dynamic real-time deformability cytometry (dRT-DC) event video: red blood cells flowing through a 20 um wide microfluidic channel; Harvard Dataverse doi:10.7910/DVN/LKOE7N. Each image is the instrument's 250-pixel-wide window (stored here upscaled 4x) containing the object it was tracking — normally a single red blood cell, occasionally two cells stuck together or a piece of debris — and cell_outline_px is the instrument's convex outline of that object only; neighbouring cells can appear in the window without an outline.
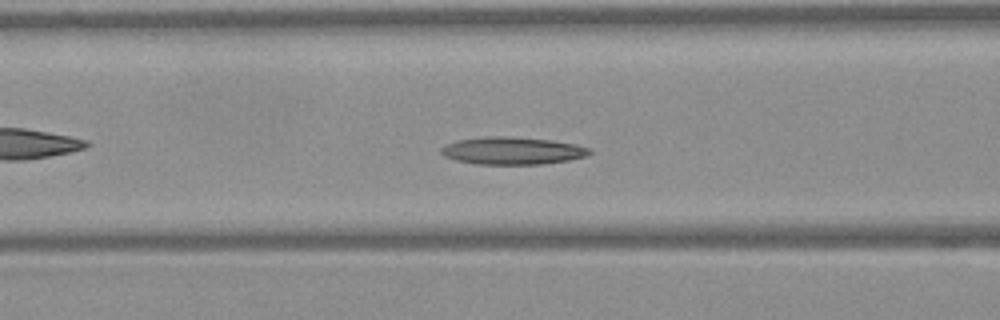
{"species": "Egyptian fruit bat (a non-hibernating species)", "species_latin": "Rousettus aegyptiacus", "temperature_condition": "warm", "stored_images_in_passage": 49, "camera_frame_rate_fps": 3000, "um_per_image_px": 0.085, "frame": {"image": 1, "passage_image": 19, "time_ms": 6.0, "image_size_px": [1000, 320], "cell_outline_px": [[592, 152], [588, 156], [568, 160], [544, 164], [476, 164], [456, 160], [444, 156], [440, 152], [440, 148], [456, 140], [484, 136], [508, 136], [552, 140], [576, 144], [592, 148]], "centroid_in_image_um": [43.58, 12.8], "position_along_channel_um": 123.0, "area_um2": 23.99}}
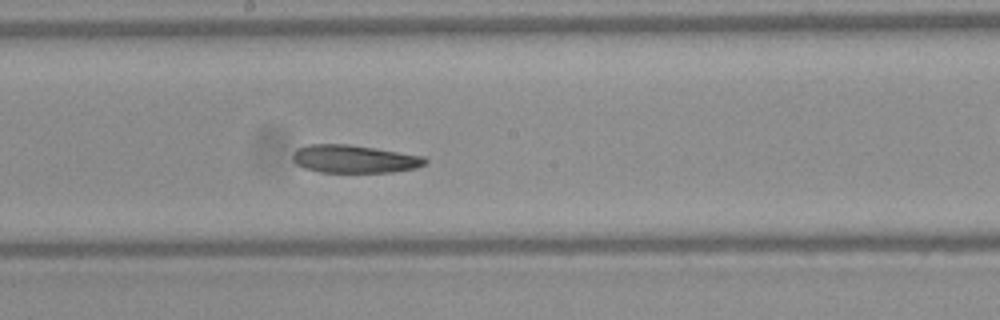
{"frame": {"image": 2, "passage_image": 26, "time_ms": 8.333, "image_size_px": [1000, 320], "cell_outline_px": [[428, 164], [416, 168], [392, 172], [320, 172], [304, 168], [296, 164], [292, 160], [292, 152], [296, 148], [308, 144], [348, 144], [376, 148], [424, 156], [428, 160]], "centroid_in_image_um": [30.11, 13.51], "position_along_channel_um": 218.1, "area_um2": 21.85}}
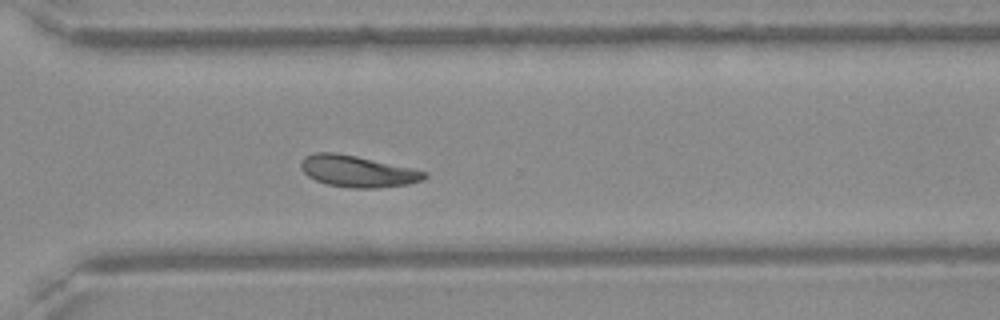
{"frame": {"image": 3, "passage_image": 35, "time_ms": 11.333, "image_size_px": [1000, 320], "cell_outline_px": [[428, 176], [424, 180], [408, 184], [376, 188], [352, 188], [328, 184], [316, 180], [308, 176], [300, 168], [300, 160], [304, 156], [316, 152], [336, 152], [356, 156], [412, 168], [428, 172]], "centroid_in_image_um": [30.39, 14.55], "position_along_channel_um": 340.2, "area_um2": 22.72}, "authors_computed_cell_mechanics": {"area_um2": 22.9466, "velocity_mm_per_s": 4.0768, "shape_relaxation_time_tau1_ms": null, "shape_relaxation_time_tau2_ms": 5.1399, "deformation_change_tau1": null, "deformation_change_tau2": 0.1245}}